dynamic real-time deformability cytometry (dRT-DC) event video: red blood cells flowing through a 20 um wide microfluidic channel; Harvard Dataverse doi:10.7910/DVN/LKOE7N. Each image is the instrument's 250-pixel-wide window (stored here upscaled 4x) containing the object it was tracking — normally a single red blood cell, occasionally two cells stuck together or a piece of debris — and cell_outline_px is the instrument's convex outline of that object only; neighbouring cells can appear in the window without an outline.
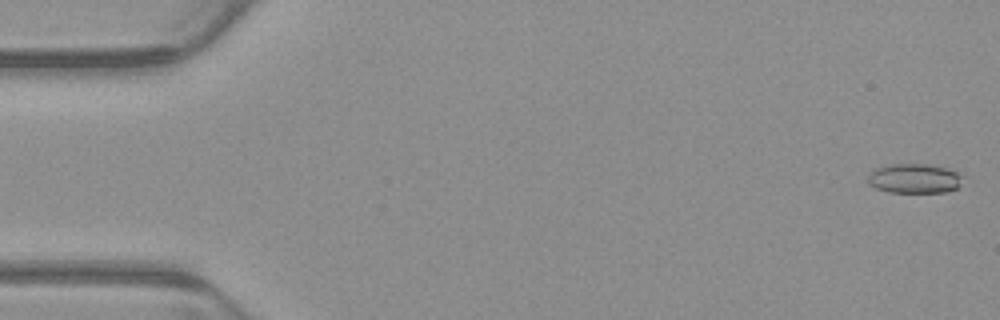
{"species": "common noctule bat (a hibernating species)", "species_latin": "Nyctalus noctula", "temperature_condition": "warm", "stored_images_in_passage": 4, "camera_frame_rate_fps": 3000, "um_per_image_px": 0.085, "animal": {"sex": "male", "body_mass_g": 23.1, "forearm_length_mm": 52.7}, "frame": {"image": 1, "passage_image": 1, "time_ms": 0.0, "image_size_px": [1000, 320], "cell_outline_px": [[964, 176], [956, 188], [944, 192], [888, 192], [876, 188], [868, 184], [868, 176], [876, 168], [888, 164], [928, 164], [964, 172]], "centroid_in_image_um": [77.75, 15.16], "position_along_channel_um": 7.2, "area_um2": 16.47}}